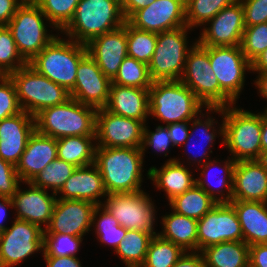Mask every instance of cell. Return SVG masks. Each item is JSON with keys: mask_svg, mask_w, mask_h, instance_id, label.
<instances>
[{"mask_svg": "<svg viewBox=\"0 0 267 267\" xmlns=\"http://www.w3.org/2000/svg\"><path fill=\"white\" fill-rule=\"evenodd\" d=\"M232 107V108H231ZM207 111L221 113L220 132L225 146L238 161L261 160L262 113L255 114L232 106L206 107Z\"/></svg>", "mask_w": 267, "mask_h": 267, "instance_id": "cell-1", "label": "cell"}, {"mask_svg": "<svg viewBox=\"0 0 267 267\" xmlns=\"http://www.w3.org/2000/svg\"><path fill=\"white\" fill-rule=\"evenodd\" d=\"M144 155L141 148L96 146L94 164L101 172L108 195L142 191Z\"/></svg>", "mask_w": 267, "mask_h": 267, "instance_id": "cell-2", "label": "cell"}, {"mask_svg": "<svg viewBox=\"0 0 267 267\" xmlns=\"http://www.w3.org/2000/svg\"><path fill=\"white\" fill-rule=\"evenodd\" d=\"M97 109L75 99L41 110L34 116L35 130L60 139L69 136H96Z\"/></svg>", "mask_w": 267, "mask_h": 267, "instance_id": "cell-3", "label": "cell"}, {"mask_svg": "<svg viewBox=\"0 0 267 267\" xmlns=\"http://www.w3.org/2000/svg\"><path fill=\"white\" fill-rule=\"evenodd\" d=\"M125 22L121 0H80L73 18L61 32L86 45L93 38L120 28Z\"/></svg>", "mask_w": 267, "mask_h": 267, "instance_id": "cell-4", "label": "cell"}, {"mask_svg": "<svg viewBox=\"0 0 267 267\" xmlns=\"http://www.w3.org/2000/svg\"><path fill=\"white\" fill-rule=\"evenodd\" d=\"M87 53L85 44L56 36L28 64L70 92L75 85L78 64Z\"/></svg>", "mask_w": 267, "mask_h": 267, "instance_id": "cell-5", "label": "cell"}, {"mask_svg": "<svg viewBox=\"0 0 267 267\" xmlns=\"http://www.w3.org/2000/svg\"><path fill=\"white\" fill-rule=\"evenodd\" d=\"M203 104L180 80L153 81L149 88V115L166 125L191 121Z\"/></svg>", "mask_w": 267, "mask_h": 267, "instance_id": "cell-6", "label": "cell"}, {"mask_svg": "<svg viewBox=\"0 0 267 267\" xmlns=\"http://www.w3.org/2000/svg\"><path fill=\"white\" fill-rule=\"evenodd\" d=\"M16 87L22 111L33 117L41 110L60 105L70 99V93L59 84L39 74L29 64L9 74Z\"/></svg>", "mask_w": 267, "mask_h": 267, "instance_id": "cell-7", "label": "cell"}, {"mask_svg": "<svg viewBox=\"0 0 267 267\" xmlns=\"http://www.w3.org/2000/svg\"><path fill=\"white\" fill-rule=\"evenodd\" d=\"M210 66L220 85V107L235 104L244 87L245 72L251 71V62L239 46H209Z\"/></svg>", "mask_w": 267, "mask_h": 267, "instance_id": "cell-8", "label": "cell"}, {"mask_svg": "<svg viewBox=\"0 0 267 267\" xmlns=\"http://www.w3.org/2000/svg\"><path fill=\"white\" fill-rule=\"evenodd\" d=\"M44 19H43V18ZM47 17L33 0H25L6 25L22 57L31 61L56 36L47 34Z\"/></svg>", "mask_w": 267, "mask_h": 267, "instance_id": "cell-9", "label": "cell"}, {"mask_svg": "<svg viewBox=\"0 0 267 267\" xmlns=\"http://www.w3.org/2000/svg\"><path fill=\"white\" fill-rule=\"evenodd\" d=\"M187 26L157 34V44L150 63L152 81L180 80L185 69L187 54Z\"/></svg>", "mask_w": 267, "mask_h": 267, "instance_id": "cell-10", "label": "cell"}, {"mask_svg": "<svg viewBox=\"0 0 267 267\" xmlns=\"http://www.w3.org/2000/svg\"><path fill=\"white\" fill-rule=\"evenodd\" d=\"M190 48L180 81L205 107H220V85L210 66L209 46L195 42Z\"/></svg>", "mask_w": 267, "mask_h": 267, "instance_id": "cell-11", "label": "cell"}, {"mask_svg": "<svg viewBox=\"0 0 267 267\" xmlns=\"http://www.w3.org/2000/svg\"><path fill=\"white\" fill-rule=\"evenodd\" d=\"M104 206L127 230L154 232L155 206L152 199L142 190L132 193H111L107 195ZM149 197V198H148Z\"/></svg>", "mask_w": 267, "mask_h": 267, "instance_id": "cell-12", "label": "cell"}, {"mask_svg": "<svg viewBox=\"0 0 267 267\" xmlns=\"http://www.w3.org/2000/svg\"><path fill=\"white\" fill-rule=\"evenodd\" d=\"M43 234L39 225L15 218L12 226L0 233V267H13L43 251Z\"/></svg>", "mask_w": 267, "mask_h": 267, "instance_id": "cell-13", "label": "cell"}, {"mask_svg": "<svg viewBox=\"0 0 267 267\" xmlns=\"http://www.w3.org/2000/svg\"><path fill=\"white\" fill-rule=\"evenodd\" d=\"M228 241H243L241 224L230 203H217L197 223V251Z\"/></svg>", "mask_w": 267, "mask_h": 267, "instance_id": "cell-14", "label": "cell"}, {"mask_svg": "<svg viewBox=\"0 0 267 267\" xmlns=\"http://www.w3.org/2000/svg\"><path fill=\"white\" fill-rule=\"evenodd\" d=\"M144 125L143 121L113 114L105 108L97 109L96 144L98 147L141 148Z\"/></svg>", "mask_w": 267, "mask_h": 267, "instance_id": "cell-15", "label": "cell"}, {"mask_svg": "<svg viewBox=\"0 0 267 267\" xmlns=\"http://www.w3.org/2000/svg\"><path fill=\"white\" fill-rule=\"evenodd\" d=\"M197 42L202 46H239L245 30L244 9L240 0L224 7L207 24Z\"/></svg>", "mask_w": 267, "mask_h": 267, "instance_id": "cell-16", "label": "cell"}, {"mask_svg": "<svg viewBox=\"0 0 267 267\" xmlns=\"http://www.w3.org/2000/svg\"><path fill=\"white\" fill-rule=\"evenodd\" d=\"M110 85L111 80L87 53L78 64L75 85L69 92L70 98L96 109L104 108L109 99Z\"/></svg>", "mask_w": 267, "mask_h": 267, "instance_id": "cell-17", "label": "cell"}, {"mask_svg": "<svg viewBox=\"0 0 267 267\" xmlns=\"http://www.w3.org/2000/svg\"><path fill=\"white\" fill-rule=\"evenodd\" d=\"M132 26L161 33L186 25L184 0H155L148 7L136 11L128 20Z\"/></svg>", "mask_w": 267, "mask_h": 267, "instance_id": "cell-18", "label": "cell"}, {"mask_svg": "<svg viewBox=\"0 0 267 267\" xmlns=\"http://www.w3.org/2000/svg\"><path fill=\"white\" fill-rule=\"evenodd\" d=\"M96 205L86 200L58 199L44 233H66L83 237L90 231Z\"/></svg>", "mask_w": 267, "mask_h": 267, "instance_id": "cell-19", "label": "cell"}, {"mask_svg": "<svg viewBox=\"0 0 267 267\" xmlns=\"http://www.w3.org/2000/svg\"><path fill=\"white\" fill-rule=\"evenodd\" d=\"M86 46L103 74L112 80L127 56V21L120 28L93 38Z\"/></svg>", "mask_w": 267, "mask_h": 267, "instance_id": "cell-20", "label": "cell"}, {"mask_svg": "<svg viewBox=\"0 0 267 267\" xmlns=\"http://www.w3.org/2000/svg\"><path fill=\"white\" fill-rule=\"evenodd\" d=\"M35 131L34 117L22 111L0 121V157L16 167Z\"/></svg>", "mask_w": 267, "mask_h": 267, "instance_id": "cell-21", "label": "cell"}, {"mask_svg": "<svg viewBox=\"0 0 267 267\" xmlns=\"http://www.w3.org/2000/svg\"><path fill=\"white\" fill-rule=\"evenodd\" d=\"M232 200L267 202V165L262 160L235 163Z\"/></svg>", "mask_w": 267, "mask_h": 267, "instance_id": "cell-22", "label": "cell"}, {"mask_svg": "<svg viewBox=\"0 0 267 267\" xmlns=\"http://www.w3.org/2000/svg\"><path fill=\"white\" fill-rule=\"evenodd\" d=\"M29 189L20 190L19 186L11 197L13 207L16 208V219L25 220L30 223L49 225L53 210L57 201V194L49 195L47 190L34 186L27 182Z\"/></svg>", "mask_w": 267, "mask_h": 267, "instance_id": "cell-23", "label": "cell"}, {"mask_svg": "<svg viewBox=\"0 0 267 267\" xmlns=\"http://www.w3.org/2000/svg\"><path fill=\"white\" fill-rule=\"evenodd\" d=\"M57 140L38 133L30 135L25 151L16 165L21 182H31L49 163L57 158Z\"/></svg>", "mask_w": 267, "mask_h": 267, "instance_id": "cell-24", "label": "cell"}, {"mask_svg": "<svg viewBox=\"0 0 267 267\" xmlns=\"http://www.w3.org/2000/svg\"><path fill=\"white\" fill-rule=\"evenodd\" d=\"M58 193H62L58 199L86 200L95 205L102 204L98 198L108 195L101 172L94 163L77 167Z\"/></svg>", "mask_w": 267, "mask_h": 267, "instance_id": "cell-25", "label": "cell"}, {"mask_svg": "<svg viewBox=\"0 0 267 267\" xmlns=\"http://www.w3.org/2000/svg\"><path fill=\"white\" fill-rule=\"evenodd\" d=\"M113 114L146 123L149 115V88H135L111 83L104 107Z\"/></svg>", "mask_w": 267, "mask_h": 267, "instance_id": "cell-26", "label": "cell"}, {"mask_svg": "<svg viewBox=\"0 0 267 267\" xmlns=\"http://www.w3.org/2000/svg\"><path fill=\"white\" fill-rule=\"evenodd\" d=\"M241 224L243 241L250 245L267 244V202L232 200Z\"/></svg>", "mask_w": 267, "mask_h": 267, "instance_id": "cell-27", "label": "cell"}, {"mask_svg": "<svg viewBox=\"0 0 267 267\" xmlns=\"http://www.w3.org/2000/svg\"><path fill=\"white\" fill-rule=\"evenodd\" d=\"M147 172L148 178L154 181L156 187L164 189L169 201L196 184V178L194 179L188 168L176 158L167 160L161 169L151 167Z\"/></svg>", "mask_w": 267, "mask_h": 267, "instance_id": "cell-28", "label": "cell"}, {"mask_svg": "<svg viewBox=\"0 0 267 267\" xmlns=\"http://www.w3.org/2000/svg\"><path fill=\"white\" fill-rule=\"evenodd\" d=\"M197 223L198 220L173 211L162 218L164 229L157 234L163 239L172 241L186 252H197Z\"/></svg>", "mask_w": 267, "mask_h": 267, "instance_id": "cell-29", "label": "cell"}, {"mask_svg": "<svg viewBox=\"0 0 267 267\" xmlns=\"http://www.w3.org/2000/svg\"><path fill=\"white\" fill-rule=\"evenodd\" d=\"M206 267H248L249 245L244 241H228L201 251Z\"/></svg>", "mask_w": 267, "mask_h": 267, "instance_id": "cell-30", "label": "cell"}, {"mask_svg": "<svg viewBox=\"0 0 267 267\" xmlns=\"http://www.w3.org/2000/svg\"><path fill=\"white\" fill-rule=\"evenodd\" d=\"M96 136H69L57 140V158L76 167L94 163Z\"/></svg>", "mask_w": 267, "mask_h": 267, "instance_id": "cell-31", "label": "cell"}, {"mask_svg": "<svg viewBox=\"0 0 267 267\" xmlns=\"http://www.w3.org/2000/svg\"><path fill=\"white\" fill-rule=\"evenodd\" d=\"M216 204L217 202L197 184L169 201L174 212L196 220L201 219Z\"/></svg>", "mask_w": 267, "mask_h": 267, "instance_id": "cell-32", "label": "cell"}, {"mask_svg": "<svg viewBox=\"0 0 267 267\" xmlns=\"http://www.w3.org/2000/svg\"><path fill=\"white\" fill-rule=\"evenodd\" d=\"M153 235L140 230H127L116 250L126 267H141Z\"/></svg>", "mask_w": 267, "mask_h": 267, "instance_id": "cell-33", "label": "cell"}, {"mask_svg": "<svg viewBox=\"0 0 267 267\" xmlns=\"http://www.w3.org/2000/svg\"><path fill=\"white\" fill-rule=\"evenodd\" d=\"M184 252L180 246L172 241L163 239L158 234L154 235L141 267H172Z\"/></svg>", "mask_w": 267, "mask_h": 267, "instance_id": "cell-34", "label": "cell"}, {"mask_svg": "<svg viewBox=\"0 0 267 267\" xmlns=\"http://www.w3.org/2000/svg\"><path fill=\"white\" fill-rule=\"evenodd\" d=\"M157 44V33L138 29L127 21V55L149 64Z\"/></svg>", "mask_w": 267, "mask_h": 267, "instance_id": "cell-35", "label": "cell"}, {"mask_svg": "<svg viewBox=\"0 0 267 267\" xmlns=\"http://www.w3.org/2000/svg\"><path fill=\"white\" fill-rule=\"evenodd\" d=\"M152 82L148 65L128 55L121 63L116 76L111 80L113 84L135 88H150Z\"/></svg>", "mask_w": 267, "mask_h": 267, "instance_id": "cell-36", "label": "cell"}, {"mask_svg": "<svg viewBox=\"0 0 267 267\" xmlns=\"http://www.w3.org/2000/svg\"><path fill=\"white\" fill-rule=\"evenodd\" d=\"M99 211H102V213ZM98 215L99 220L96 218ZM95 221H97V223ZM92 224H96L94 226H96L97 238H99L103 244L108 243V245L114 247L115 250L127 233V229L121 226L113 215L102 205H96L94 208Z\"/></svg>", "mask_w": 267, "mask_h": 267, "instance_id": "cell-37", "label": "cell"}, {"mask_svg": "<svg viewBox=\"0 0 267 267\" xmlns=\"http://www.w3.org/2000/svg\"><path fill=\"white\" fill-rule=\"evenodd\" d=\"M216 163H218V161H216V160H208L205 164H203L202 166V172H201V177L203 176V175H205L206 176V174L207 175H209V174H211V173H209L208 172V169H210V167H212L213 165L215 166H218V164H216ZM235 163H236V161L235 160H233V159H231L230 158V160L228 159V160H226L225 161V164H224V166H223V168L224 169H222L221 168V170H224V173L227 175H224L223 176V178H216L217 179V181H216V183H217V185H218V187L217 188H219V186L221 187H223V188H226L225 190H227L228 192H227V195H224L225 193H223L224 191H223V188L221 187V190L219 191V189H217L216 191H215V189H213V188H211L209 185H212L211 184V182H209V180L206 182V180H207V178H205V179H203V178H199V179H196V184L199 186V187H201V188H203L204 189V191L207 193V194H209L217 203H230L231 201H232V192H233V171H234V166H235ZM214 169V168H213ZM219 172V171H218ZM211 175H209V177H210ZM208 177V178H209ZM226 179H228V180H226ZM206 184L209 186V188L206 186ZM217 193H220V195L219 196H221V197H217L216 195H217ZM215 194V195H214ZM223 196H224V198H223Z\"/></svg>", "mask_w": 267, "mask_h": 267, "instance_id": "cell-38", "label": "cell"}, {"mask_svg": "<svg viewBox=\"0 0 267 267\" xmlns=\"http://www.w3.org/2000/svg\"><path fill=\"white\" fill-rule=\"evenodd\" d=\"M236 0H186L185 17L188 28L205 25L215 17L224 7Z\"/></svg>", "mask_w": 267, "mask_h": 267, "instance_id": "cell-39", "label": "cell"}, {"mask_svg": "<svg viewBox=\"0 0 267 267\" xmlns=\"http://www.w3.org/2000/svg\"><path fill=\"white\" fill-rule=\"evenodd\" d=\"M77 167L67 163L64 160L56 158L49 163L32 181L31 183L39 188L47 190L51 189L53 193L58 192L64 183L70 178Z\"/></svg>", "mask_w": 267, "mask_h": 267, "instance_id": "cell-40", "label": "cell"}, {"mask_svg": "<svg viewBox=\"0 0 267 267\" xmlns=\"http://www.w3.org/2000/svg\"><path fill=\"white\" fill-rule=\"evenodd\" d=\"M47 17L50 25L63 30L74 16L80 0H33Z\"/></svg>", "mask_w": 267, "mask_h": 267, "instance_id": "cell-41", "label": "cell"}, {"mask_svg": "<svg viewBox=\"0 0 267 267\" xmlns=\"http://www.w3.org/2000/svg\"><path fill=\"white\" fill-rule=\"evenodd\" d=\"M28 62L19 53L7 26H0V75H9Z\"/></svg>", "mask_w": 267, "mask_h": 267, "instance_id": "cell-42", "label": "cell"}, {"mask_svg": "<svg viewBox=\"0 0 267 267\" xmlns=\"http://www.w3.org/2000/svg\"><path fill=\"white\" fill-rule=\"evenodd\" d=\"M83 238L66 233L43 234V256H74L78 252Z\"/></svg>", "mask_w": 267, "mask_h": 267, "instance_id": "cell-43", "label": "cell"}, {"mask_svg": "<svg viewBox=\"0 0 267 267\" xmlns=\"http://www.w3.org/2000/svg\"><path fill=\"white\" fill-rule=\"evenodd\" d=\"M240 47L250 62L265 51L267 49V22L245 27Z\"/></svg>", "mask_w": 267, "mask_h": 267, "instance_id": "cell-44", "label": "cell"}, {"mask_svg": "<svg viewBox=\"0 0 267 267\" xmlns=\"http://www.w3.org/2000/svg\"><path fill=\"white\" fill-rule=\"evenodd\" d=\"M20 112L14 82L9 75H0V121Z\"/></svg>", "mask_w": 267, "mask_h": 267, "instance_id": "cell-45", "label": "cell"}, {"mask_svg": "<svg viewBox=\"0 0 267 267\" xmlns=\"http://www.w3.org/2000/svg\"><path fill=\"white\" fill-rule=\"evenodd\" d=\"M152 147L156 152H167L169 153V146H173L169 132L166 126H157L155 132L147 129L146 124L144 125L143 140L141 150L146 151V147Z\"/></svg>", "mask_w": 267, "mask_h": 267, "instance_id": "cell-46", "label": "cell"}, {"mask_svg": "<svg viewBox=\"0 0 267 267\" xmlns=\"http://www.w3.org/2000/svg\"><path fill=\"white\" fill-rule=\"evenodd\" d=\"M21 180L18 177L16 168L9 162L0 157V195L12 197Z\"/></svg>", "mask_w": 267, "mask_h": 267, "instance_id": "cell-47", "label": "cell"}, {"mask_svg": "<svg viewBox=\"0 0 267 267\" xmlns=\"http://www.w3.org/2000/svg\"><path fill=\"white\" fill-rule=\"evenodd\" d=\"M244 9L245 26L267 22V0H240Z\"/></svg>", "mask_w": 267, "mask_h": 267, "instance_id": "cell-48", "label": "cell"}, {"mask_svg": "<svg viewBox=\"0 0 267 267\" xmlns=\"http://www.w3.org/2000/svg\"><path fill=\"white\" fill-rule=\"evenodd\" d=\"M198 115H196V118L194 119H192L193 121H192V123H191V127H190V133H189V136H188V138H187V141L184 143V146L186 145V146H188L189 144H190V139H192V135H193V131L195 130V129H197L198 127H200L199 129H203L202 131H200L201 132V135H204V140L207 142V144L209 143H212L213 144V141L215 140V137H216V132L214 133V131H216L214 128L215 127H213V129H211L212 128V126L214 125V122L215 123H217L216 121H214V119L212 118V117H208L207 116V119L204 121H202V119L200 118V117H198ZM195 127V128H194ZM194 128V129H193ZM193 129V130H192ZM210 130H212V132L210 131ZM197 131H199L198 129H197ZM203 141V140H202ZM189 142V143H188ZM205 142L203 141V144H204ZM207 144H205V145H207ZM199 152H200V149H199V151H198V154H199ZM203 154V155H202ZM202 154L200 153V158H204L205 160H204V162L202 163V164H205L206 162H207V159L209 160V158H208V152H206V151H203L202 152ZM193 157H195V158H197V154L195 155V156H193Z\"/></svg>", "mask_w": 267, "mask_h": 267, "instance_id": "cell-49", "label": "cell"}, {"mask_svg": "<svg viewBox=\"0 0 267 267\" xmlns=\"http://www.w3.org/2000/svg\"><path fill=\"white\" fill-rule=\"evenodd\" d=\"M191 121H182L166 125L173 146L183 145L189 136V123Z\"/></svg>", "mask_w": 267, "mask_h": 267, "instance_id": "cell-50", "label": "cell"}, {"mask_svg": "<svg viewBox=\"0 0 267 267\" xmlns=\"http://www.w3.org/2000/svg\"><path fill=\"white\" fill-rule=\"evenodd\" d=\"M249 265L252 267H267V244L249 246Z\"/></svg>", "mask_w": 267, "mask_h": 267, "instance_id": "cell-51", "label": "cell"}, {"mask_svg": "<svg viewBox=\"0 0 267 267\" xmlns=\"http://www.w3.org/2000/svg\"><path fill=\"white\" fill-rule=\"evenodd\" d=\"M25 0H0V26H6Z\"/></svg>", "mask_w": 267, "mask_h": 267, "instance_id": "cell-52", "label": "cell"}, {"mask_svg": "<svg viewBox=\"0 0 267 267\" xmlns=\"http://www.w3.org/2000/svg\"><path fill=\"white\" fill-rule=\"evenodd\" d=\"M197 253L196 251H192V253L191 251L188 253L185 251L172 267H206L202 253L199 254V251Z\"/></svg>", "mask_w": 267, "mask_h": 267, "instance_id": "cell-53", "label": "cell"}, {"mask_svg": "<svg viewBox=\"0 0 267 267\" xmlns=\"http://www.w3.org/2000/svg\"><path fill=\"white\" fill-rule=\"evenodd\" d=\"M155 0H121V9L127 21L136 11L148 7Z\"/></svg>", "mask_w": 267, "mask_h": 267, "instance_id": "cell-54", "label": "cell"}, {"mask_svg": "<svg viewBox=\"0 0 267 267\" xmlns=\"http://www.w3.org/2000/svg\"><path fill=\"white\" fill-rule=\"evenodd\" d=\"M47 267H82L80 261L74 256H43Z\"/></svg>", "mask_w": 267, "mask_h": 267, "instance_id": "cell-55", "label": "cell"}, {"mask_svg": "<svg viewBox=\"0 0 267 267\" xmlns=\"http://www.w3.org/2000/svg\"><path fill=\"white\" fill-rule=\"evenodd\" d=\"M7 207L13 208V201L11 197L0 195V233L4 232L8 227L2 225L5 220Z\"/></svg>", "mask_w": 267, "mask_h": 267, "instance_id": "cell-56", "label": "cell"}, {"mask_svg": "<svg viewBox=\"0 0 267 267\" xmlns=\"http://www.w3.org/2000/svg\"><path fill=\"white\" fill-rule=\"evenodd\" d=\"M251 71L267 72V49L251 62Z\"/></svg>", "mask_w": 267, "mask_h": 267, "instance_id": "cell-57", "label": "cell"}, {"mask_svg": "<svg viewBox=\"0 0 267 267\" xmlns=\"http://www.w3.org/2000/svg\"><path fill=\"white\" fill-rule=\"evenodd\" d=\"M267 152V111L262 113V131H261V160Z\"/></svg>", "mask_w": 267, "mask_h": 267, "instance_id": "cell-58", "label": "cell"}, {"mask_svg": "<svg viewBox=\"0 0 267 267\" xmlns=\"http://www.w3.org/2000/svg\"><path fill=\"white\" fill-rule=\"evenodd\" d=\"M258 78L254 82L256 84V87L259 88V92L262 97H265L267 99V72H259ZM267 111V109H265Z\"/></svg>", "mask_w": 267, "mask_h": 267, "instance_id": "cell-59", "label": "cell"}, {"mask_svg": "<svg viewBox=\"0 0 267 267\" xmlns=\"http://www.w3.org/2000/svg\"><path fill=\"white\" fill-rule=\"evenodd\" d=\"M262 161L267 165V152L263 155Z\"/></svg>", "mask_w": 267, "mask_h": 267, "instance_id": "cell-60", "label": "cell"}]
</instances>
